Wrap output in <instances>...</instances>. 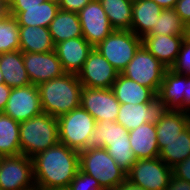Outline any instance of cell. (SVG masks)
Masks as SVG:
<instances>
[{
  "label": "cell",
  "mask_w": 190,
  "mask_h": 190,
  "mask_svg": "<svg viewBox=\"0 0 190 190\" xmlns=\"http://www.w3.org/2000/svg\"><path fill=\"white\" fill-rule=\"evenodd\" d=\"M36 190L68 188L79 168V151L58 142L32 157Z\"/></svg>",
  "instance_id": "6da1fadb"
},
{
  "label": "cell",
  "mask_w": 190,
  "mask_h": 190,
  "mask_svg": "<svg viewBox=\"0 0 190 190\" xmlns=\"http://www.w3.org/2000/svg\"><path fill=\"white\" fill-rule=\"evenodd\" d=\"M44 113L58 118L80 106L83 86L76 74L60 77L37 85Z\"/></svg>",
  "instance_id": "7a4b0ae2"
},
{
  "label": "cell",
  "mask_w": 190,
  "mask_h": 190,
  "mask_svg": "<svg viewBox=\"0 0 190 190\" xmlns=\"http://www.w3.org/2000/svg\"><path fill=\"white\" fill-rule=\"evenodd\" d=\"M19 137L21 154L32 158L59 142L57 118L42 112L21 122Z\"/></svg>",
  "instance_id": "3957f363"
},
{
  "label": "cell",
  "mask_w": 190,
  "mask_h": 190,
  "mask_svg": "<svg viewBox=\"0 0 190 190\" xmlns=\"http://www.w3.org/2000/svg\"><path fill=\"white\" fill-rule=\"evenodd\" d=\"M79 168L99 181L104 190H114L126 179V172L117 165L105 148L79 151Z\"/></svg>",
  "instance_id": "277c9868"
},
{
  "label": "cell",
  "mask_w": 190,
  "mask_h": 190,
  "mask_svg": "<svg viewBox=\"0 0 190 190\" xmlns=\"http://www.w3.org/2000/svg\"><path fill=\"white\" fill-rule=\"evenodd\" d=\"M59 142L76 151L86 150L88 138L96 127V120L79 106L57 118Z\"/></svg>",
  "instance_id": "5b68a950"
},
{
  "label": "cell",
  "mask_w": 190,
  "mask_h": 190,
  "mask_svg": "<svg viewBox=\"0 0 190 190\" xmlns=\"http://www.w3.org/2000/svg\"><path fill=\"white\" fill-rule=\"evenodd\" d=\"M142 45V38L131 30H114L96 48L121 73Z\"/></svg>",
  "instance_id": "8992f818"
},
{
  "label": "cell",
  "mask_w": 190,
  "mask_h": 190,
  "mask_svg": "<svg viewBox=\"0 0 190 190\" xmlns=\"http://www.w3.org/2000/svg\"><path fill=\"white\" fill-rule=\"evenodd\" d=\"M166 70L167 67L142 44L121 74L150 88L157 95Z\"/></svg>",
  "instance_id": "52a82bcc"
},
{
  "label": "cell",
  "mask_w": 190,
  "mask_h": 190,
  "mask_svg": "<svg viewBox=\"0 0 190 190\" xmlns=\"http://www.w3.org/2000/svg\"><path fill=\"white\" fill-rule=\"evenodd\" d=\"M172 174V167L157 157L137 159L126 178L145 190H165Z\"/></svg>",
  "instance_id": "ba28073f"
},
{
  "label": "cell",
  "mask_w": 190,
  "mask_h": 190,
  "mask_svg": "<svg viewBox=\"0 0 190 190\" xmlns=\"http://www.w3.org/2000/svg\"><path fill=\"white\" fill-rule=\"evenodd\" d=\"M0 190H36L32 158L23 154L3 157L0 163Z\"/></svg>",
  "instance_id": "9c48e42d"
},
{
  "label": "cell",
  "mask_w": 190,
  "mask_h": 190,
  "mask_svg": "<svg viewBox=\"0 0 190 190\" xmlns=\"http://www.w3.org/2000/svg\"><path fill=\"white\" fill-rule=\"evenodd\" d=\"M43 112L37 85L12 88L3 113L21 123Z\"/></svg>",
  "instance_id": "30bf717a"
},
{
  "label": "cell",
  "mask_w": 190,
  "mask_h": 190,
  "mask_svg": "<svg viewBox=\"0 0 190 190\" xmlns=\"http://www.w3.org/2000/svg\"><path fill=\"white\" fill-rule=\"evenodd\" d=\"M80 106L90 113L96 122L116 121L120 103L111 88L83 87Z\"/></svg>",
  "instance_id": "8fae6325"
},
{
  "label": "cell",
  "mask_w": 190,
  "mask_h": 190,
  "mask_svg": "<svg viewBox=\"0 0 190 190\" xmlns=\"http://www.w3.org/2000/svg\"><path fill=\"white\" fill-rule=\"evenodd\" d=\"M168 110L167 106L158 97L150 103L137 105L124 103L120 104L116 122L131 131L145 123L156 124Z\"/></svg>",
  "instance_id": "7c38bea8"
},
{
  "label": "cell",
  "mask_w": 190,
  "mask_h": 190,
  "mask_svg": "<svg viewBox=\"0 0 190 190\" xmlns=\"http://www.w3.org/2000/svg\"><path fill=\"white\" fill-rule=\"evenodd\" d=\"M119 72L93 47L77 74L83 87L111 88Z\"/></svg>",
  "instance_id": "4fadbf2b"
},
{
  "label": "cell",
  "mask_w": 190,
  "mask_h": 190,
  "mask_svg": "<svg viewBox=\"0 0 190 190\" xmlns=\"http://www.w3.org/2000/svg\"><path fill=\"white\" fill-rule=\"evenodd\" d=\"M78 15L83 37L93 47L114 31L99 0L90 1Z\"/></svg>",
  "instance_id": "5bb4252c"
},
{
  "label": "cell",
  "mask_w": 190,
  "mask_h": 190,
  "mask_svg": "<svg viewBox=\"0 0 190 190\" xmlns=\"http://www.w3.org/2000/svg\"><path fill=\"white\" fill-rule=\"evenodd\" d=\"M23 62L29 80L34 85L65 74L55 50L46 53L23 52Z\"/></svg>",
  "instance_id": "9a60e30c"
},
{
  "label": "cell",
  "mask_w": 190,
  "mask_h": 190,
  "mask_svg": "<svg viewBox=\"0 0 190 190\" xmlns=\"http://www.w3.org/2000/svg\"><path fill=\"white\" fill-rule=\"evenodd\" d=\"M93 46L84 38L77 37L57 43L55 52L65 73L78 74Z\"/></svg>",
  "instance_id": "2e32d148"
},
{
  "label": "cell",
  "mask_w": 190,
  "mask_h": 190,
  "mask_svg": "<svg viewBox=\"0 0 190 190\" xmlns=\"http://www.w3.org/2000/svg\"><path fill=\"white\" fill-rule=\"evenodd\" d=\"M183 35H145L142 44L153 54L157 60L164 64L167 69L175 63L179 54Z\"/></svg>",
  "instance_id": "e0dca14e"
},
{
  "label": "cell",
  "mask_w": 190,
  "mask_h": 190,
  "mask_svg": "<svg viewBox=\"0 0 190 190\" xmlns=\"http://www.w3.org/2000/svg\"><path fill=\"white\" fill-rule=\"evenodd\" d=\"M59 10V5L44 1L37 7H8L9 14L13 15L19 26L49 27Z\"/></svg>",
  "instance_id": "ac0fdd59"
},
{
  "label": "cell",
  "mask_w": 190,
  "mask_h": 190,
  "mask_svg": "<svg viewBox=\"0 0 190 190\" xmlns=\"http://www.w3.org/2000/svg\"><path fill=\"white\" fill-rule=\"evenodd\" d=\"M115 98L120 104H143L150 103L157 95L148 87L140 85L134 80L128 79L121 73L111 87Z\"/></svg>",
  "instance_id": "d6986e66"
},
{
  "label": "cell",
  "mask_w": 190,
  "mask_h": 190,
  "mask_svg": "<svg viewBox=\"0 0 190 190\" xmlns=\"http://www.w3.org/2000/svg\"><path fill=\"white\" fill-rule=\"evenodd\" d=\"M162 10L153 0H134L131 31L143 38L155 26Z\"/></svg>",
  "instance_id": "ffe728a7"
},
{
  "label": "cell",
  "mask_w": 190,
  "mask_h": 190,
  "mask_svg": "<svg viewBox=\"0 0 190 190\" xmlns=\"http://www.w3.org/2000/svg\"><path fill=\"white\" fill-rule=\"evenodd\" d=\"M129 142L136 159L159 157L155 124L145 123L129 131Z\"/></svg>",
  "instance_id": "44dd1931"
},
{
  "label": "cell",
  "mask_w": 190,
  "mask_h": 190,
  "mask_svg": "<svg viewBox=\"0 0 190 190\" xmlns=\"http://www.w3.org/2000/svg\"><path fill=\"white\" fill-rule=\"evenodd\" d=\"M0 70L4 83L10 88L31 84L24 67L23 52L20 50L0 54Z\"/></svg>",
  "instance_id": "7402d4cb"
},
{
  "label": "cell",
  "mask_w": 190,
  "mask_h": 190,
  "mask_svg": "<svg viewBox=\"0 0 190 190\" xmlns=\"http://www.w3.org/2000/svg\"><path fill=\"white\" fill-rule=\"evenodd\" d=\"M19 50L30 53H46L55 50L48 27L19 26Z\"/></svg>",
  "instance_id": "603a6c76"
},
{
  "label": "cell",
  "mask_w": 190,
  "mask_h": 190,
  "mask_svg": "<svg viewBox=\"0 0 190 190\" xmlns=\"http://www.w3.org/2000/svg\"><path fill=\"white\" fill-rule=\"evenodd\" d=\"M129 141V131L116 121L96 122V127L88 138L86 150L105 148L110 143Z\"/></svg>",
  "instance_id": "cb8c5ba5"
},
{
  "label": "cell",
  "mask_w": 190,
  "mask_h": 190,
  "mask_svg": "<svg viewBox=\"0 0 190 190\" xmlns=\"http://www.w3.org/2000/svg\"><path fill=\"white\" fill-rule=\"evenodd\" d=\"M48 28L54 45L68 39L83 37L79 15L76 12L59 9Z\"/></svg>",
  "instance_id": "d4e9b609"
},
{
  "label": "cell",
  "mask_w": 190,
  "mask_h": 190,
  "mask_svg": "<svg viewBox=\"0 0 190 190\" xmlns=\"http://www.w3.org/2000/svg\"><path fill=\"white\" fill-rule=\"evenodd\" d=\"M157 97L169 110L184 111V75L176 74L167 69Z\"/></svg>",
  "instance_id": "484cf974"
},
{
  "label": "cell",
  "mask_w": 190,
  "mask_h": 190,
  "mask_svg": "<svg viewBox=\"0 0 190 190\" xmlns=\"http://www.w3.org/2000/svg\"><path fill=\"white\" fill-rule=\"evenodd\" d=\"M157 144L160 151L159 158L168 166L174 167L190 156V131L186 128L172 141H157Z\"/></svg>",
  "instance_id": "4316f807"
},
{
  "label": "cell",
  "mask_w": 190,
  "mask_h": 190,
  "mask_svg": "<svg viewBox=\"0 0 190 190\" xmlns=\"http://www.w3.org/2000/svg\"><path fill=\"white\" fill-rule=\"evenodd\" d=\"M19 130V122L0 112V153L4 157L21 155Z\"/></svg>",
  "instance_id": "83f0119b"
},
{
  "label": "cell",
  "mask_w": 190,
  "mask_h": 190,
  "mask_svg": "<svg viewBox=\"0 0 190 190\" xmlns=\"http://www.w3.org/2000/svg\"><path fill=\"white\" fill-rule=\"evenodd\" d=\"M114 30H131L133 1L99 0Z\"/></svg>",
  "instance_id": "f1b7e54d"
},
{
  "label": "cell",
  "mask_w": 190,
  "mask_h": 190,
  "mask_svg": "<svg viewBox=\"0 0 190 190\" xmlns=\"http://www.w3.org/2000/svg\"><path fill=\"white\" fill-rule=\"evenodd\" d=\"M155 126L157 141H172L187 128L186 113L182 110H168Z\"/></svg>",
  "instance_id": "f546056e"
},
{
  "label": "cell",
  "mask_w": 190,
  "mask_h": 190,
  "mask_svg": "<svg viewBox=\"0 0 190 190\" xmlns=\"http://www.w3.org/2000/svg\"><path fill=\"white\" fill-rule=\"evenodd\" d=\"M19 25L17 19L7 14L0 19V54L19 50Z\"/></svg>",
  "instance_id": "4dcf8cb0"
},
{
  "label": "cell",
  "mask_w": 190,
  "mask_h": 190,
  "mask_svg": "<svg viewBox=\"0 0 190 190\" xmlns=\"http://www.w3.org/2000/svg\"><path fill=\"white\" fill-rule=\"evenodd\" d=\"M185 24L174 9H163L155 26L147 35H183Z\"/></svg>",
  "instance_id": "1f68e13d"
},
{
  "label": "cell",
  "mask_w": 190,
  "mask_h": 190,
  "mask_svg": "<svg viewBox=\"0 0 190 190\" xmlns=\"http://www.w3.org/2000/svg\"><path fill=\"white\" fill-rule=\"evenodd\" d=\"M105 149L126 173L137 160L129 141L110 143Z\"/></svg>",
  "instance_id": "d6a6232c"
},
{
  "label": "cell",
  "mask_w": 190,
  "mask_h": 190,
  "mask_svg": "<svg viewBox=\"0 0 190 190\" xmlns=\"http://www.w3.org/2000/svg\"><path fill=\"white\" fill-rule=\"evenodd\" d=\"M176 74L190 76V43L183 39L175 63L170 67Z\"/></svg>",
  "instance_id": "836d02e7"
},
{
  "label": "cell",
  "mask_w": 190,
  "mask_h": 190,
  "mask_svg": "<svg viewBox=\"0 0 190 190\" xmlns=\"http://www.w3.org/2000/svg\"><path fill=\"white\" fill-rule=\"evenodd\" d=\"M70 190H104L99 181L94 177L82 172L80 169L70 183Z\"/></svg>",
  "instance_id": "e575fe53"
},
{
  "label": "cell",
  "mask_w": 190,
  "mask_h": 190,
  "mask_svg": "<svg viewBox=\"0 0 190 190\" xmlns=\"http://www.w3.org/2000/svg\"><path fill=\"white\" fill-rule=\"evenodd\" d=\"M172 173L174 176L190 182V156L172 167Z\"/></svg>",
  "instance_id": "d590c367"
},
{
  "label": "cell",
  "mask_w": 190,
  "mask_h": 190,
  "mask_svg": "<svg viewBox=\"0 0 190 190\" xmlns=\"http://www.w3.org/2000/svg\"><path fill=\"white\" fill-rule=\"evenodd\" d=\"M174 10L185 25L190 24V0H178Z\"/></svg>",
  "instance_id": "8d00e7d4"
},
{
  "label": "cell",
  "mask_w": 190,
  "mask_h": 190,
  "mask_svg": "<svg viewBox=\"0 0 190 190\" xmlns=\"http://www.w3.org/2000/svg\"><path fill=\"white\" fill-rule=\"evenodd\" d=\"M90 1L92 0H61L59 9L78 13Z\"/></svg>",
  "instance_id": "74e56055"
},
{
  "label": "cell",
  "mask_w": 190,
  "mask_h": 190,
  "mask_svg": "<svg viewBox=\"0 0 190 190\" xmlns=\"http://www.w3.org/2000/svg\"><path fill=\"white\" fill-rule=\"evenodd\" d=\"M165 190H190V182L172 174L168 186Z\"/></svg>",
  "instance_id": "f35d334b"
},
{
  "label": "cell",
  "mask_w": 190,
  "mask_h": 190,
  "mask_svg": "<svg viewBox=\"0 0 190 190\" xmlns=\"http://www.w3.org/2000/svg\"><path fill=\"white\" fill-rule=\"evenodd\" d=\"M46 0H7L8 7H37Z\"/></svg>",
  "instance_id": "ab89813d"
},
{
  "label": "cell",
  "mask_w": 190,
  "mask_h": 190,
  "mask_svg": "<svg viewBox=\"0 0 190 190\" xmlns=\"http://www.w3.org/2000/svg\"><path fill=\"white\" fill-rule=\"evenodd\" d=\"M11 90L12 88L7 86L5 83H0V112L5 110Z\"/></svg>",
  "instance_id": "60d3db41"
},
{
  "label": "cell",
  "mask_w": 190,
  "mask_h": 190,
  "mask_svg": "<svg viewBox=\"0 0 190 190\" xmlns=\"http://www.w3.org/2000/svg\"><path fill=\"white\" fill-rule=\"evenodd\" d=\"M190 109V76L184 75V111Z\"/></svg>",
  "instance_id": "b9f144b4"
},
{
  "label": "cell",
  "mask_w": 190,
  "mask_h": 190,
  "mask_svg": "<svg viewBox=\"0 0 190 190\" xmlns=\"http://www.w3.org/2000/svg\"><path fill=\"white\" fill-rule=\"evenodd\" d=\"M114 190H145L141 186L136 185L135 183L131 182L129 179H125L123 182L118 184Z\"/></svg>",
  "instance_id": "7bdbcfd3"
},
{
  "label": "cell",
  "mask_w": 190,
  "mask_h": 190,
  "mask_svg": "<svg viewBox=\"0 0 190 190\" xmlns=\"http://www.w3.org/2000/svg\"><path fill=\"white\" fill-rule=\"evenodd\" d=\"M163 9H174L178 0H153Z\"/></svg>",
  "instance_id": "ee69618b"
},
{
  "label": "cell",
  "mask_w": 190,
  "mask_h": 190,
  "mask_svg": "<svg viewBox=\"0 0 190 190\" xmlns=\"http://www.w3.org/2000/svg\"><path fill=\"white\" fill-rule=\"evenodd\" d=\"M7 14H9L7 0H0V19L4 18Z\"/></svg>",
  "instance_id": "f6af8a7d"
},
{
  "label": "cell",
  "mask_w": 190,
  "mask_h": 190,
  "mask_svg": "<svg viewBox=\"0 0 190 190\" xmlns=\"http://www.w3.org/2000/svg\"><path fill=\"white\" fill-rule=\"evenodd\" d=\"M183 39L190 43V24L185 25V29H184V34H183Z\"/></svg>",
  "instance_id": "bcb514c9"
},
{
  "label": "cell",
  "mask_w": 190,
  "mask_h": 190,
  "mask_svg": "<svg viewBox=\"0 0 190 190\" xmlns=\"http://www.w3.org/2000/svg\"><path fill=\"white\" fill-rule=\"evenodd\" d=\"M185 113H186V119H187V128L190 131V109L185 111Z\"/></svg>",
  "instance_id": "7dc6e473"
},
{
  "label": "cell",
  "mask_w": 190,
  "mask_h": 190,
  "mask_svg": "<svg viewBox=\"0 0 190 190\" xmlns=\"http://www.w3.org/2000/svg\"><path fill=\"white\" fill-rule=\"evenodd\" d=\"M47 1H49V2H53V3H56V4H60V2H61V0H47Z\"/></svg>",
  "instance_id": "c3c4849f"
},
{
  "label": "cell",
  "mask_w": 190,
  "mask_h": 190,
  "mask_svg": "<svg viewBox=\"0 0 190 190\" xmlns=\"http://www.w3.org/2000/svg\"><path fill=\"white\" fill-rule=\"evenodd\" d=\"M0 83H4V79H3V75L1 73V70H0Z\"/></svg>",
  "instance_id": "681fc988"
},
{
  "label": "cell",
  "mask_w": 190,
  "mask_h": 190,
  "mask_svg": "<svg viewBox=\"0 0 190 190\" xmlns=\"http://www.w3.org/2000/svg\"><path fill=\"white\" fill-rule=\"evenodd\" d=\"M51 190H70L69 188H55V189H51Z\"/></svg>",
  "instance_id": "f907efd6"
},
{
  "label": "cell",
  "mask_w": 190,
  "mask_h": 190,
  "mask_svg": "<svg viewBox=\"0 0 190 190\" xmlns=\"http://www.w3.org/2000/svg\"><path fill=\"white\" fill-rule=\"evenodd\" d=\"M4 156L0 153V163H1V160Z\"/></svg>",
  "instance_id": "816d5d0a"
}]
</instances>
